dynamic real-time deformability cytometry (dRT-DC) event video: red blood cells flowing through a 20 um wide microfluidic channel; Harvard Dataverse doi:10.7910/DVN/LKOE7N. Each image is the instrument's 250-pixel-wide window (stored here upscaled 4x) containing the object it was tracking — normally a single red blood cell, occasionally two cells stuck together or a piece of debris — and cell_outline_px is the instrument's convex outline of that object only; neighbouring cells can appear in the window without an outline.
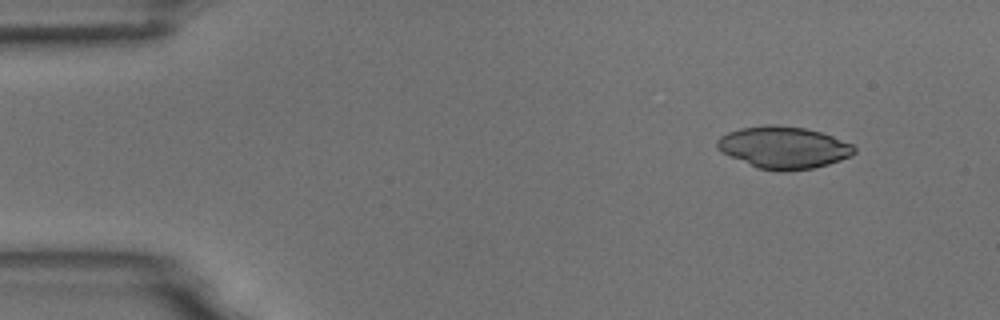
{"species": "common noctule bat (a hibernating species)", "species_latin": "Nyctalus noctula", "temperature_condition": "room temperature", "stored_images_in_passage": 4, "camera_frame_rate_fps": 3000, "um_per_image_px": 0.085, "animal": {"sex": "male", "body_mass_g": 18.8}, "frame": {"image": 1, "passage_image": 1, "time_ms": 0.0, "image_size_px": [1000, 320], "cell_outline_px": [[856, 152], [852, 156], [828, 164], [812, 168], [788, 172], [776, 172], [756, 168], [720, 152], [716, 148], [716, 140], [720, 136], [728, 132], [740, 128], [768, 124], [804, 128], [820, 132], [832, 136], [852, 144], [856, 148]], "centroid_in_image_um": [66.57, 12.56], "position_along_channel_um": 18.4, "area_um2": 33.93}}